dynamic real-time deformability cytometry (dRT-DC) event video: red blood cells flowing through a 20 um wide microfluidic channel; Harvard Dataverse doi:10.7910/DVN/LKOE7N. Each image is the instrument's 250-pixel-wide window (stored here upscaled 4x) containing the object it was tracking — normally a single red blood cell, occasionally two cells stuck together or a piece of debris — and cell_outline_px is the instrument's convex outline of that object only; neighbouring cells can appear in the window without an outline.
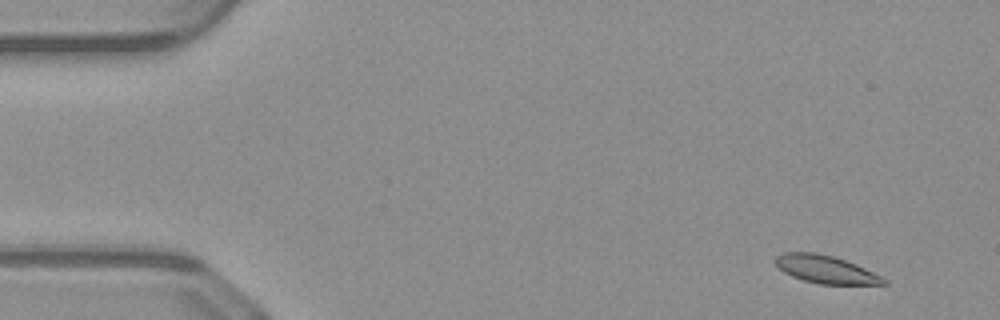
{"species": "common noctule bat (a hibernating species)", "species_latin": "Nyctalus noctula", "temperature_condition": "warm", "stored_images_in_passage": 50, "camera_frame_rate_fps": 3000, "um_per_image_px": 0.085, "animal": {"sex": "male", "body_mass_g": 23.1, "forearm_length_mm": 52.7}, "frame": {"image": 1, "passage_image": 3, "time_ms": 0.667, "image_size_px": [1000, 320], "cell_outline_px": [[888, 284], [820, 284], [804, 280], [792, 276], [784, 272], [772, 260], [776, 256], [784, 252], [816, 252], [832, 256], [856, 264], [888, 280]], "centroid_in_image_um": [70.15, 22.89], "position_along_channel_um": 14.8, "area_um2": 17.4}}
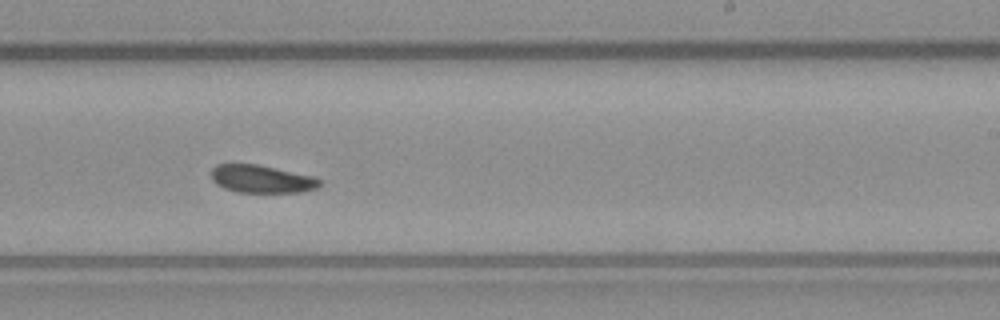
{"frame": {"image": 2, "passage_image": 30, "time_ms": 9.667, "image_size_px": [1000, 320], "cell_outline_px": [[324, 180], [316, 188], [304, 192], [236, 192], [224, 188], [216, 184], [212, 180], [212, 168], [216, 164], [256, 164], [316, 176]], "centroid_in_image_um": [22.28, 15.21], "position_along_channel_um": 266.7, "area_um2": 17.74}}
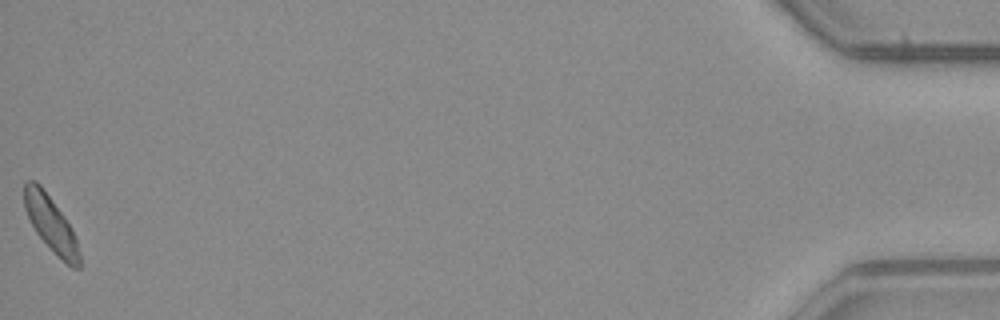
{"frame": {"image": 3, "passage_image": 50, "time_ms": 16.333, "image_size_px": [1000, 320], "cell_outline_px": [[80, 268], [72, 268], [36, 232], [24, 208], [24, 184], [28, 180], [36, 180], [40, 184], [64, 216], [72, 228], [80, 252]], "centroid_in_image_um": [4.32, 18.98], "position_along_channel_um": 430.9, "area_um2": 17.28}, "authors_computed_cell_mechanics": {"area_um2": 18.0336, "velocity_mm_per_s": 4.0641, "shape_relaxation_time_tau1_ms": 3.0457, "shape_relaxation_time_tau2_ms": null, "deformation_change_tau1": 0.0844, "deformation_change_tau2": null}}